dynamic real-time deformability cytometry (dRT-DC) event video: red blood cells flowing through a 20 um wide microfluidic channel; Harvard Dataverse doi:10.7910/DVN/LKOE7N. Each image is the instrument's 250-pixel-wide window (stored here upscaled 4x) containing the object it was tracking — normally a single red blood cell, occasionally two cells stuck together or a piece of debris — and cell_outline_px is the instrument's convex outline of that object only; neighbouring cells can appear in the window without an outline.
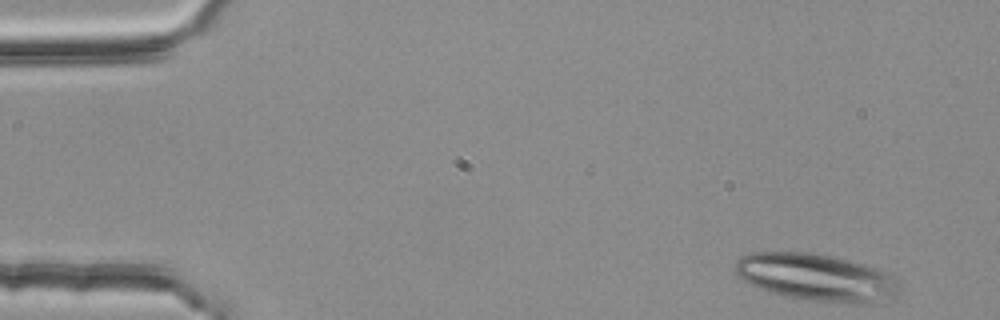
{"species": "common noctule bat (a hibernating species)", "species_latin": "Nyctalus noctula", "temperature_condition": "room temperature", "stored_images_in_passage": 3, "camera_frame_rate_fps": 3000, "um_per_image_px": 0.085, "animal": {"sex": "female", "body_mass_g": 25.1}, "frame": {"image": 1, "passage_image": 1, "time_ms": 0.0, "image_size_px": [1000, 320], "cell_outline_px": [[900, 292], [896, 296], [872, 304], [852, 304], [812, 300], [784, 296], [748, 284], [736, 276], [736, 260], [740, 256], [748, 252], [808, 252], [832, 256], [848, 260], [884, 272], [900, 280]], "centroid_in_image_um": [69.38, 23.59], "position_along_channel_um": 15.6, "area_um2": 45.37}}